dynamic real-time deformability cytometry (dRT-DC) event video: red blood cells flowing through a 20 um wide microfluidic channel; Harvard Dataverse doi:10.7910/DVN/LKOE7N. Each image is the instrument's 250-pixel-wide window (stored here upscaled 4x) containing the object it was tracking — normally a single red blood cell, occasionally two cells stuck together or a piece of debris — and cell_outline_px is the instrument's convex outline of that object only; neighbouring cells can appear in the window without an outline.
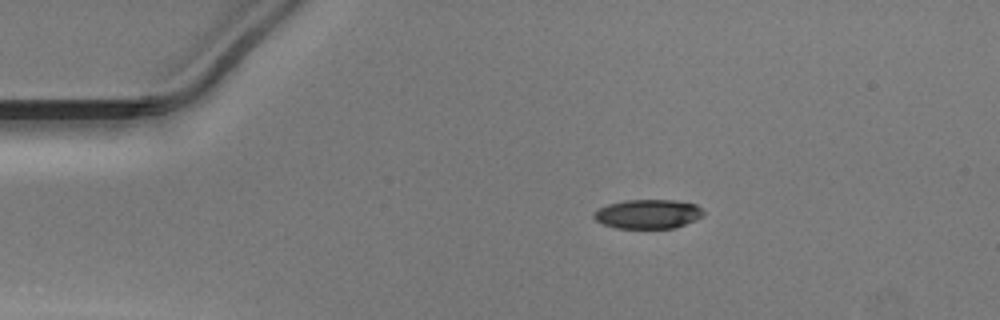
{"species": "Egyptian fruit bat (a non-hibernating species)", "species_latin": "Rousettus aegyptiacus", "temperature_condition": "warm", "stored_images_in_passage": 42, "camera_frame_rate_fps": 3000, "um_per_image_px": 0.085, "animal": {"sex": "male"}, "frame": {"image": 1, "passage_image": 1, "time_ms": 0.0, "image_size_px": [1000, 320], "cell_outline_px": [[704, 216], [696, 220], [676, 228], [616, 228], [604, 224], [596, 220], [592, 216], [600, 208], [608, 204], [624, 200], [676, 200], [696, 204], [704, 212]], "centroid_in_image_um": [55.12, 18.19], "position_along_channel_um": 29.9, "area_um2": 18.67}}
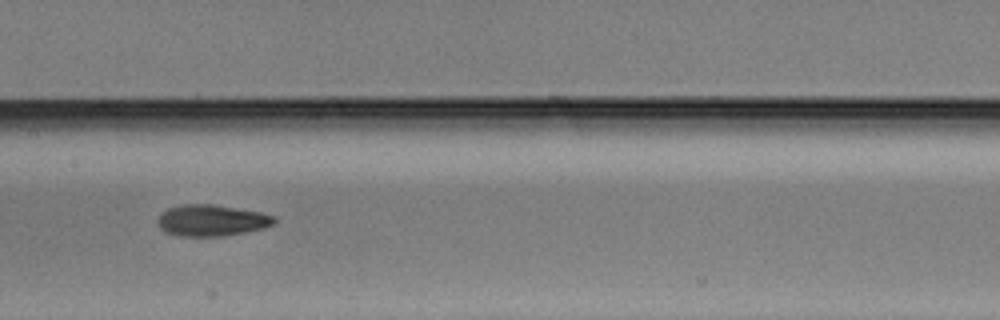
{"frame": {"image": 2, "passage_image": 17, "time_ms": 5.333, "image_size_px": [1000, 320], "cell_outline_px": [[276, 224], [264, 228], [224, 236], [176, 236], [160, 228], [156, 220], [168, 208], [184, 204], [212, 204], [260, 212], [276, 216]], "centroid_in_image_um": [18.02, 18.74], "position_along_channel_um": 189.4, "area_um2": 21.27}}
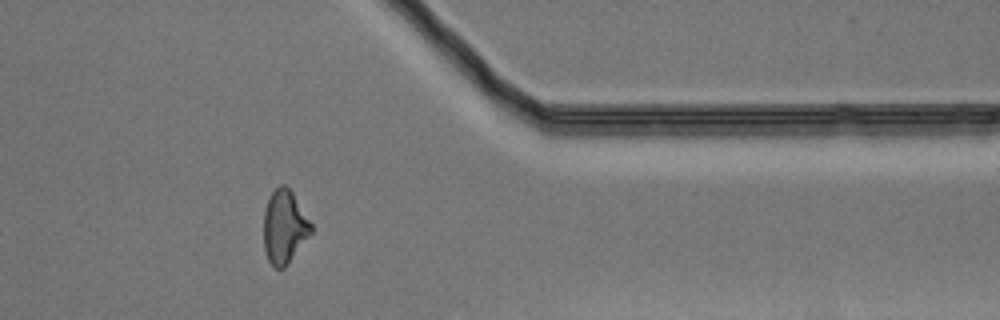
{"frame": {"image": 3, "passage_image": 33, "time_ms": 10.667, "image_size_px": [1000, 320], "cell_outline_px": [[312, 232], [288, 264], [284, 268], [276, 268], [268, 260], [264, 248], [264, 208], [272, 192], [280, 184], [284, 184], [292, 192], [312, 224]], "centroid_in_image_um": [24.17, 19.29], "position_along_channel_um": 387.2, "area_um2": 20.11}}